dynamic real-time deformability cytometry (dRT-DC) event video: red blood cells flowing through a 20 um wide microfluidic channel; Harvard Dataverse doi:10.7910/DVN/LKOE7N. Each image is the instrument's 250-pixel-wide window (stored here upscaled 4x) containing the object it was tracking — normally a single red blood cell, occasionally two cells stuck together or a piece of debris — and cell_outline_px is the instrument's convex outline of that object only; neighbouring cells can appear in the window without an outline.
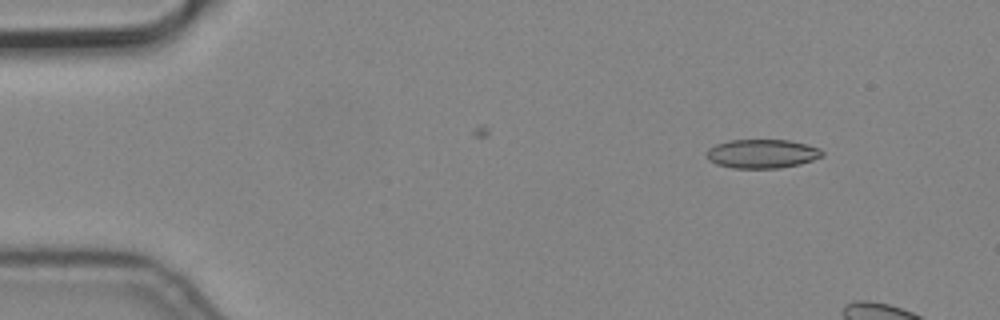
{"species": "common noctule bat (a hibernating species)", "species_latin": "Nyctalus noctula", "temperature_condition": "cold", "stored_images_in_passage": 4, "camera_frame_rate_fps": 3000, "um_per_image_px": 0.085, "animal": {"sex": "male", "body_mass_g": 19.2, "forearm_length_mm": 51.8}, "frame": {"image": 1, "passage_image": 1, "time_ms": 0.0, "image_size_px": [1000, 320], "cell_outline_px": [[824, 156], [800, 164], [780, 168], [732, 168], [716, 164], [708, 160], [708, 148], [716, 144], [728, 140], [788, 140], [820, 148], [824, 152]], "centroid_in_image_um": [64.78, 13.07], "position_along_channel_um": 20.2, "area_um2": 19.48}}